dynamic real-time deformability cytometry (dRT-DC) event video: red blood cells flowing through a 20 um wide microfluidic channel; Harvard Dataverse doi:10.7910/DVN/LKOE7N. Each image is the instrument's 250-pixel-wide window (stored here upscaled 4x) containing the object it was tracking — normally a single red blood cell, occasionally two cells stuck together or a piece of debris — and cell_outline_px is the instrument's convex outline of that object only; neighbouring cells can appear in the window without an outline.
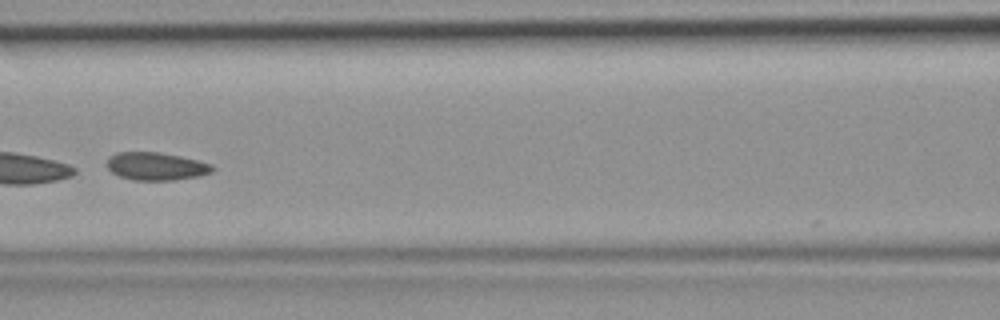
{"species": "common noctule bat (a hibernating species)", "species_latin": "Nyctalus noctula", "temperature_condition": "room temperature", "stored_images_in_passage": 35, "camera_frame_rate_fps": 3000, "um_per_image_px": 0.085, "animal": {"sex": "female", "body_mass_g": 19.9}, "frame": {"image": 1, "passage_image": 11, "time_ms": 3.333, "image_size_px": [1000, 320], "cell_outline_px": [[216, 168], [212, 172], [200, 176], [172, 180], [132, 180], [120, 176], [112, 172], [108, 168], [108, 156], [116, 152], [160, 152], [180, 156], [212, 164]], "centroid_in_image_um": [13.28, 14.13], "position_along_channel_um": 153.3, "area_um2": 17.17}}